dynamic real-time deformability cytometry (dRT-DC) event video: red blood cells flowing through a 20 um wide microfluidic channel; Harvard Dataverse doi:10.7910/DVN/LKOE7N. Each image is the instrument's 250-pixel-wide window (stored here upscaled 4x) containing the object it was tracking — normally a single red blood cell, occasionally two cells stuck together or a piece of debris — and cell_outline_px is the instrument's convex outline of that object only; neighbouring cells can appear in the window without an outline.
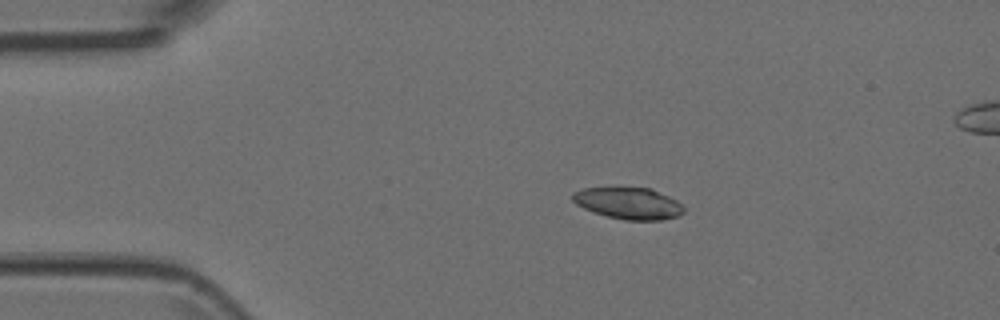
{"species": "Egyptian fruit bat (a non-hibernating species)", "species_latin": "Rousettus aegyptiacus", "temperature_condition": "room temperature", "stored_images_in_passage": 6, "camera_frame_rate_fps": 3000, "um_per_image_px": 0.085, "animal": {"sex": "female"}, "frame": {"image": 1, "passage_image": 3, "time_ms": 0.667, "image_size_px": [1000, 320], "cell_outline_px": [[684, 212], [676, 216], [664, 220], [624, 220], [592, 212], [576, 204], [572, 200], [572, 192], [584, 188], [652, 188], [676, 200], [684, 208]], "centroid_in_image_um": [53.41, 17.28], "position_along_channel_um": 31.6, "area_um2": 20.4}}
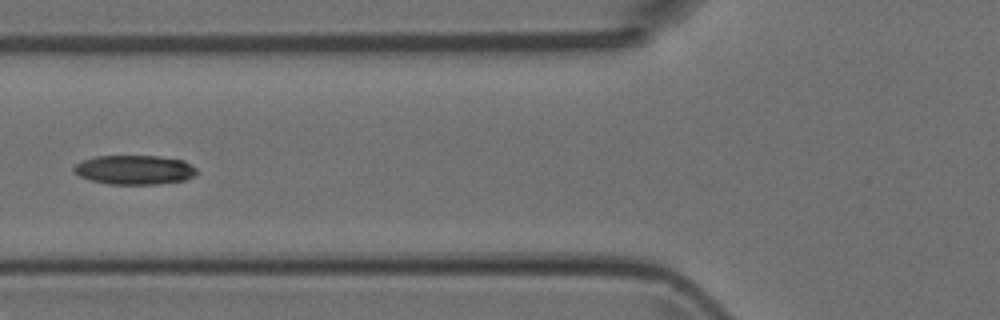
{"frame": {"image": 2, "passage_image": 6, "time_ms": 1.667, "image_size_px": [1000, 320], "cell_outline_px": [[196, 176], [184, 180], [156, 184], [108, 184], [92, 180], [80, 176], [72, 168], [76, 164], [84, 160], [96, 156], [156, 156], [184, 160], [196, 168]], "centroid_in_image_um": [11.46, 14.43], "position_along_channel_um": 114.3, "area_um2": 20.81}}